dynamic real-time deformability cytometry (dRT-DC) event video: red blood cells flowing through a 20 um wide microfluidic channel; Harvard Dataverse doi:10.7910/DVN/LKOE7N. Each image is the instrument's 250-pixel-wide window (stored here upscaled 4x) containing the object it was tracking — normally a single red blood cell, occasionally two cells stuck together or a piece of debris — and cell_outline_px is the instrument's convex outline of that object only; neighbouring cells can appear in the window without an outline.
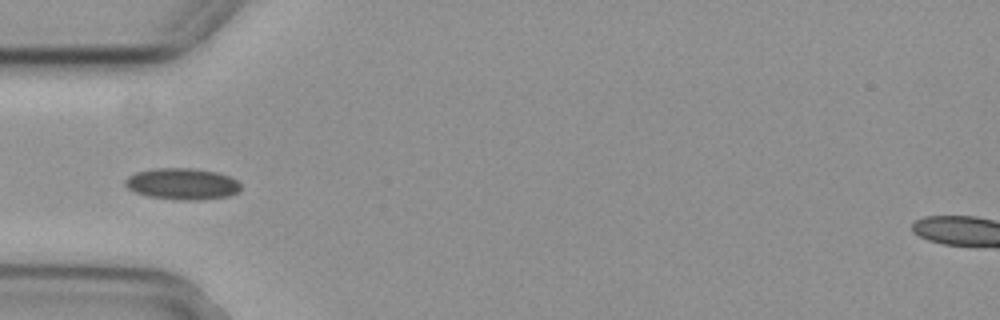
{"species": "common noctule bat (a hibernating species)", "species_latin": "Nyctalus noctula", "temperature_condition": "cold", "stored_images_in_passage": 8, "camera_frame_rate_fps": 3000, "um_per_image_px": 0.085, "animal": {"sex": "female", "body_mass_g": 29.2, "forearm_length_mm": 56.3}, "frame": {"image": 1, "passage_image": 5, "time_ms": 1.333, "image_size_px": [1000, 320], "cell_outline_px": [[240, 188], [236, 192], [228, 196], [200, 200], [180, 200], [148, 196], [136, 192], [128, 188], [124, 184], [124, 180], [128, 176], [136, 172], [156, 168], [192, 168], [216, 172], [228, 176], [236, 180], [240, 184]], "centroid_in_image_um": [15.46, 15.63], "position_along_channel_um": 69.5, "area_um2": 21.04}}
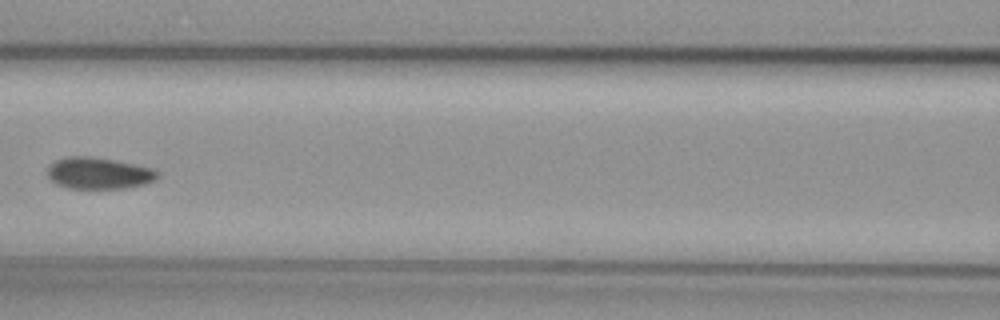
{"frame": {"image": 2, "passage_image": 7, "time_ms": 2.0, "image_size_px": [1000, 320], "cell_outline_px": [[160, 176], [156, 180], [144, 184], [128, 188], [68, 188], [56, 184], [48, 176], [48, 164], [56, 160], [68, 156], [88, 156], [112, 160], [156, 168], [160, 172]], "centroid_in_image_um": [8.43, 14.72], "position_along_channel_um": 158.2, "area_um2": 20.4}}
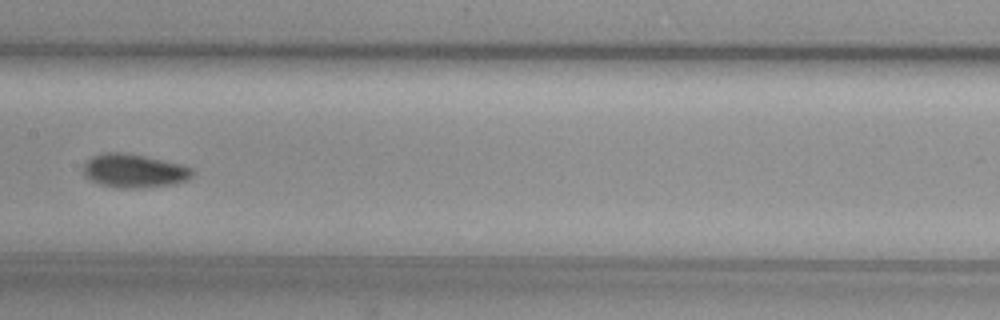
{"frame": {"image": 3, "passage_image": 8, "time_ms": 2.333, "image_size_px": [1000, 320], "cell_outline_px": [[196, 172], [188, 180], [176, 184], [144, 188], [116, 188], [100, 184], [88, 180], [84, 176], [84, 164], [92, 156], [104, 152], [124, 152], [164, 160], [180, 164], [192, 168]], "centroid_in_image_um": [11.41, 14.53], "position_along_channel_um": 196.0, "area_um2": 21.73}}